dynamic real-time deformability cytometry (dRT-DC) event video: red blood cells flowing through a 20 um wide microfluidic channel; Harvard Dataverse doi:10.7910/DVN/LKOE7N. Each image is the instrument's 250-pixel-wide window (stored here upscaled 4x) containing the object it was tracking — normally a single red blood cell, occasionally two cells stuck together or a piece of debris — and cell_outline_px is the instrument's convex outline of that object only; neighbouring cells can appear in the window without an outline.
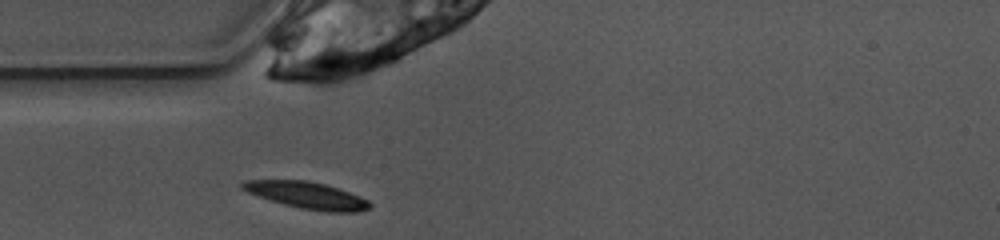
{"species": "common noctule bat (a hibernating species)", "species_latin": "Nyctalus noctula", "temperature_condition": "warm", "stored_images_in_passage": 38, "camera_frame_rate_fps": 3000, "um_per_image_px": 0.085, "animal": {"sex": "female", "body_mass_g": 10.0, "forearm_length_mm": 53.1}, "frame": {"image": 1, "passage_image": 1, "time_ms": 0.0, "image_size_px": [1000, 240], "cell_outline_px": [[372, 208], [356, 212], [328, 212], [300, 208], [284, 204], [248, 192], [240, 188], [240, 184], [244, 180], [308, 180], [324, 184], [360, 196], [368, 200], [372, 204]], "centroid_in_image_um": [26.12, 16.6], "position_along_channel_um": 58.9, "area_um2": 19.71}}
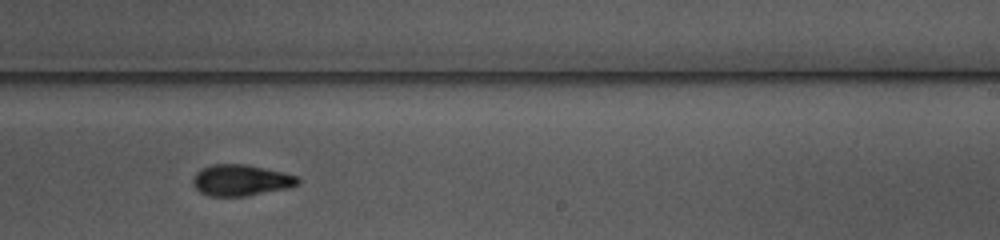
{"frame": {"image": 2, "passage_image": 17, "time_ms": 5.333, "image_size_px": [1000, 240], "cell_outline_px": [[300, 184], [288, 188], [248, 196], [208, 196], [200, 192], [192, 184], [192, 180], [196, 172], [200, 168], [212, 164], [248, 164], [300, 176]], "centroid_in_image_um": [20.49, 15.31], "position_along_channel_um": 268.5, "area_um2": 19.42}}
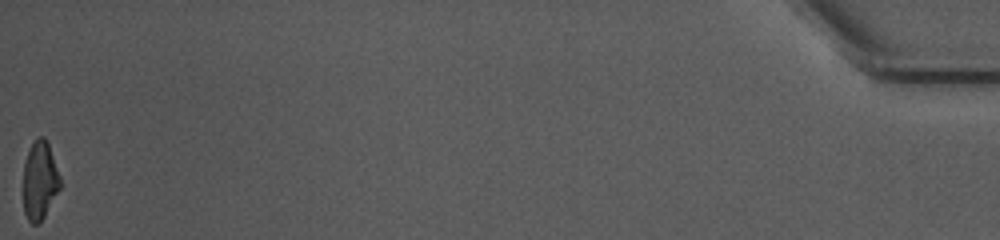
{"frame": {"image": 3, "passage_image": 38, "time_ms": 12.333, "image_size_px": [1000, 240], "cell_outline_px": [[60, 188], [44, 216], [36, 224], [32, 224], [28, 220], [24, 212], [24, 164], [28, 152], [36, 136], [44, 136], [48, 144], [60, 176]], "centroid_in_image_um": [3.38, 15.33], "position_along_channel_um": 431.8, "area_um2": 16.53}, "authors_computed_cell_mechanics": {"area_um2": 19.2185, "velocity_mm_per_s": 3.9173, "shape_relaxation_time_tau1_ms": 3.7212, "shape_relaxation_time_tau2_ms": 2.1527, "deformation_change_tau1": 0.1685, "deformation_change_tau2": 0.0863}}